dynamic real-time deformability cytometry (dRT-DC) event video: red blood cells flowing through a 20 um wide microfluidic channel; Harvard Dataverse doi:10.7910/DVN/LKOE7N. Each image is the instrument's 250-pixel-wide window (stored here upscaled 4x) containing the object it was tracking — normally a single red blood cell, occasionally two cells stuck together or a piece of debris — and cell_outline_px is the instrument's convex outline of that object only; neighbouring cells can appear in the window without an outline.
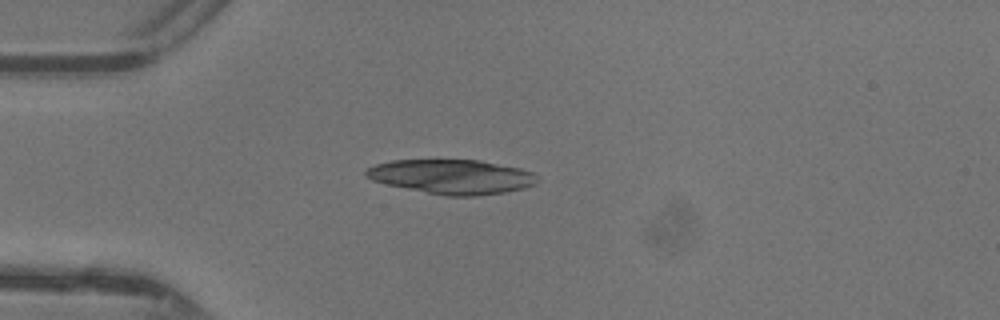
{"species": "common noctule bat (a hibernating species)", "species_latin": "Nyctalus noctula", "temperature_condition": "warm", "stored_images_in_passage": 32, "segment_of_instrument_passage": [1, 2], "camera_frame_rate_fps": 3000, "um_per_image_px": 0.085, "animal": {"sex": "female"}, "frame": {"image": 1, "passage_image": 1, "time_ms": 0.0, "image_size_px": [1000, 320], "cell_outline_px": [[536, 184], [524, 188], [504, 192], [476, 196], [444, 196], [388, 184], [372, 180], [364, 176], [364, 172], [368, 168], [376, 164], [392, 160], [480, 160], [520, 168], [532, 172], [536, 176]], "centroid_in_image_um": [38.4, 15.02], "position_along_channel_um": 46.6, "area_um2": 34.22}}